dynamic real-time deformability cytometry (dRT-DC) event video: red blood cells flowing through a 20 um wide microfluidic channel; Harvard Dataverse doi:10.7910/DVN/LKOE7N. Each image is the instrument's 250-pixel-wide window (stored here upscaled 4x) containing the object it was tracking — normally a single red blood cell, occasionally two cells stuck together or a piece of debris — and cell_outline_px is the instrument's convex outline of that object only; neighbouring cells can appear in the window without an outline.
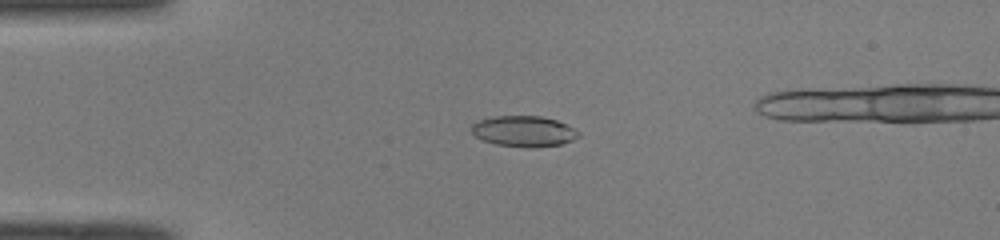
{"species": "common noctule bat (a hibernating species)", "species_latin": "Nyctalus noctula", "temperature_condition": "room temperature", "stored_images_in_passage": 47, "camera_frame_rate_fps": 3000, "um_per_image_px": 0.085, "animal": {"sex": "male", "body_mass_g": 19.0, "forearm_length_mm": 50.8}, "frame": {"image": 1, "passage_image": 13, "time_ms": 4.0, "image_size_px": [1000, 240], "cell_outline_px": [[580, 136], [572, 140], [560, 144], [532, 148], [528, 148], [496, 144], [484, 140], [476, 136], [472, 132], [472, 124], [476, 120], [492, 116], [540, 116], [556, 120], [580, 132]], "centroid_in_image_um": [44.5, 11.15], "position_along_channel_um": 40.5, "area_um2": 19.13}}
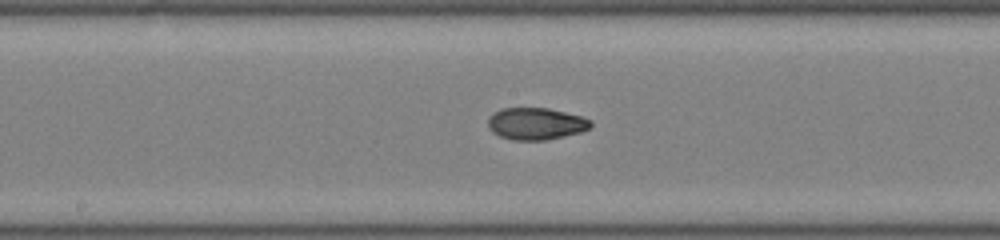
{"frame": {"image": 2, "passage_image": 27, "time_ms": 8.667, "image_size_px": [1000, 240], "cell_outline_px": [[592, 128], [580, 132], [564, 136], [544, 140], [512, 140], [500, 136], [492, 132], [488, 128], [488, 116], [492, 112], [500, 108], [548, 108], [580, 116], [592, 120]], "centroid_in_image_um": [45.52, 10.51], "position_along_channel_um": 202.7, "area_um2": 19.31}}
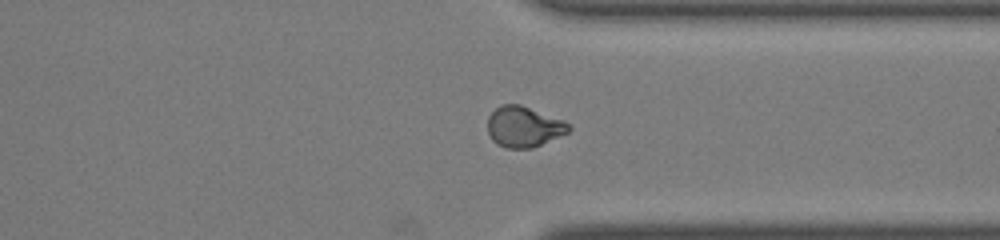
{"frame": {"image": 3, "passage_image": 39, "time_ms": 12.667, "image_size_px": [1000, 240], "cell_outline_px": [[572, 128], [568, 132], [532, 148], [504, 148], [496, 144], [492, 140], [488, 132], [488, 116], [500, 104], [520, 104], [564, 120], [572, 124]], "centroid_in_image_um": [44.52, 10.77], "position_along_channel_um": 366.9, "area_um2": 19.36}, "authors_computed_cell_mechanics": {"area_um2": 19.3052, "velocity_mm_per_s": 4.1018, "shape_relaxation_time_tau1_ms": null, "shape_relaxation_time_tau2_ms": 1.8509, "deformation_change_tau1": null, "deformation_change_tau2": 0.0674}}